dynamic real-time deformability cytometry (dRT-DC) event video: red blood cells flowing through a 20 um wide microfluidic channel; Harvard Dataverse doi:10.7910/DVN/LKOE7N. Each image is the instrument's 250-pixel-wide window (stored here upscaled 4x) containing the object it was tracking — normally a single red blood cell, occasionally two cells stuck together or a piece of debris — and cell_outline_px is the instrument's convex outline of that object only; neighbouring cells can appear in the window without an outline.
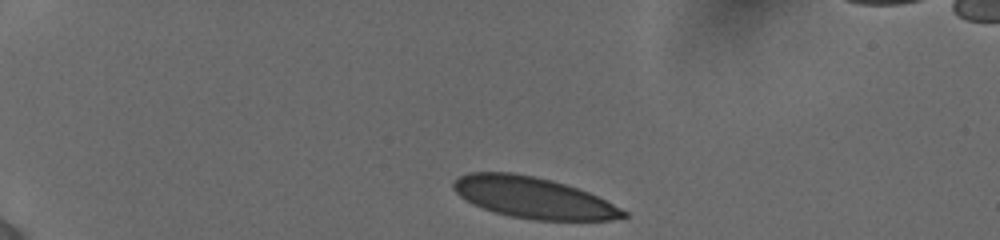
{"species": "human", "species_latin": "Homo sapiens", "temperature_condition": "cold", "stored_images_in_passage": 7, "camera_frame_rate_fps": 3000, "um_per_image_px": 0.085, "donor": {"sex": "female"}, "frame": {"image": 1, "passage_image": 1, "time_ms": 0.0, "image_size_px": [1000, 240], "cell_outline_px": [[628, 216], [612, 220], [532, 220], [512, 216], [496, 212], [472, 204], [460, 196], [452, 188], [452, 184], [460, 176], [468, 172], [512, 172], [552, 180], [588, 192], [628, 212]], "centroid_in_image_um": [45.31, 16.8], "position_along_channel_um": 39.7, "area_um2": 40.34}}
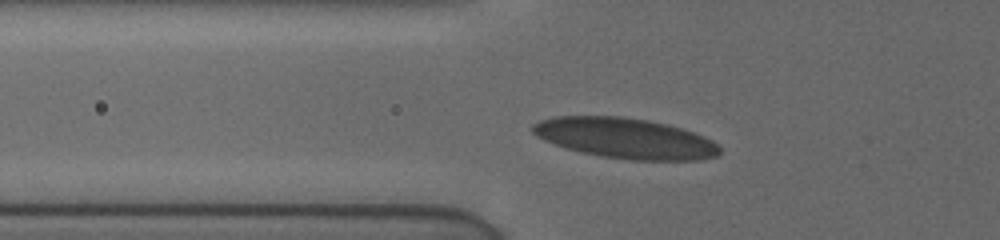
{"frame": {"image": 2, "passage_image": 6, "time_ms": 2.667, "image_size_px": [1000, 240], "cell_outline_px": [[720, 152], [716, 156], [700, 160], [632, 160], [604, 156], [580, 152], [564, 148], [544, 140], [536, 136], [532, 132], [532, 124], [540, 120], [552, 116], [624, 116], [648, 120], [668, 124], [704, 136], [712, 140], [720, 148]], "centroid_in_image_um": [53.11, 11.74], "position_along_channel_um": 72.7, "area_um2": 44.16}}